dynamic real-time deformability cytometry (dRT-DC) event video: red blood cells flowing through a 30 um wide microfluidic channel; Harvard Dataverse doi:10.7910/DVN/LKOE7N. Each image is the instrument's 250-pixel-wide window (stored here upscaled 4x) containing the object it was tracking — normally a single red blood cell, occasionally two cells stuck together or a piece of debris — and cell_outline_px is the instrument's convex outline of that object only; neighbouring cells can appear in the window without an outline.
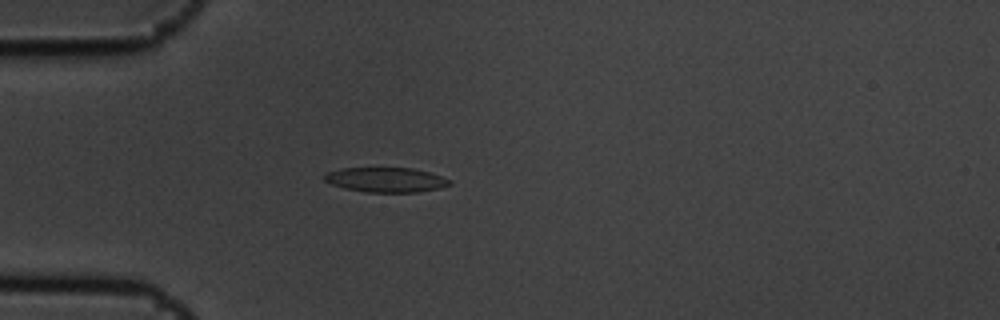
{"species": "common noctule bat (a hibernating species)", "species_latin": "Nyctalus noctula", "temperature_condition": "cold", "stored_images_in_passage": 6, "camera_frame_rate_fps": 3000, "um_per_image_px": 0.085, "animal": {"sex": "male", "body_mass_g": 19.5, "forearm_length_mm": 54.6}, "frame": {"image": 1, "passage_image": 5, "time_ms": 1.333, "image_size_px": [1000, 320], "cell_outline_px": [[452, 184], [440, 188], [420, 192], [364, 192], [344, 188], [332, 184], [324, 180], [324, 176], [328, 172], [340, 168], [412, 168], [432, 172], [452, 180]], "centroid_in_image_um": [32.86, 15.28], "position_along_channel_um": 52.1, "area_um2": 18.21}}